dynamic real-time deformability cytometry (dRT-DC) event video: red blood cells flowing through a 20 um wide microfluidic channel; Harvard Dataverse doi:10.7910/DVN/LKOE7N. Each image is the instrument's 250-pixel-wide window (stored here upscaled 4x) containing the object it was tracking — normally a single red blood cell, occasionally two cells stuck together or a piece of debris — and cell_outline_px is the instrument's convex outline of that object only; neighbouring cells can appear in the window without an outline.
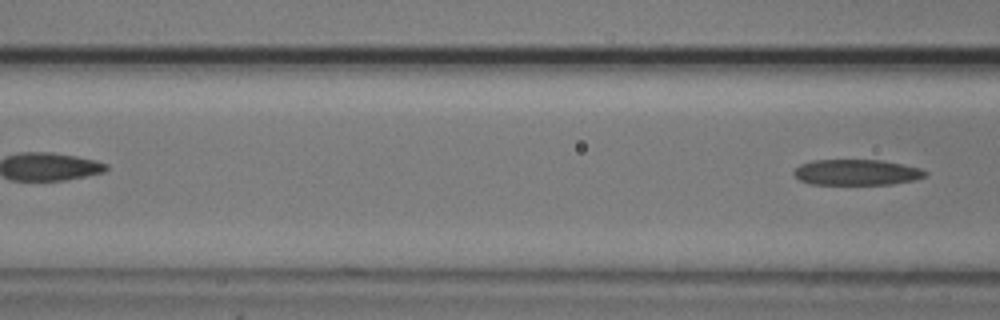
{"species": "common noctule bat (a hibernating species)", "species_latin": "Nyctalus noctula", "temperature_condition": "cold", "stored_images_in_passage": 5, "camera_frame_rate_fps": 3000, "um_per_image_px": 0.085, "animal": {"sex": "male", "body_mass_g": 20.5, "forearm_length_mm": 52.5}, "frame": {"image": 1, "passage_image": 5, "time_ms": 4.667, "image_size_px": [1000, 320], "cell_outline_px": [[928, 176], [912, 180], [892, 184], [808, 184], [800, 180], [792, 172], [800, 164], [812, 160], [884, 160], [920, 168], [928, 172]], "centroid_in_image_um": [72.82, 14.64], "position_along_channel_um": 93.8, "area_um2": 19.77}}